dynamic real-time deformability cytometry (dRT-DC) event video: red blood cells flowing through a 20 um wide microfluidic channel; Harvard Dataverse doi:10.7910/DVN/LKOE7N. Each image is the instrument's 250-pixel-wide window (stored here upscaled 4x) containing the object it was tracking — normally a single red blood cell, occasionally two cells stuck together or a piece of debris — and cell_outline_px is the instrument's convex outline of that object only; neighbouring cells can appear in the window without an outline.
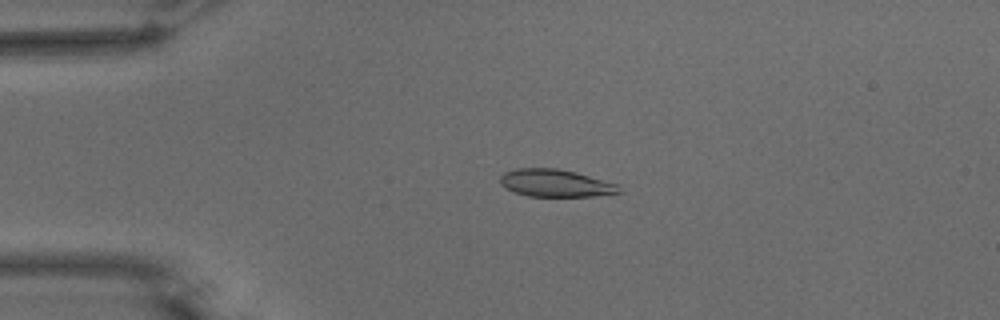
{"species": "common noctule bat (a hibernating species)", "species_latin": "Nyctalus noctula", "temperature_condition": "warm", "stored_images_in_passage": 54, "camera_frame_rate_fps": 3000, "um_per_image_px": 0.085, "animal": {"sex": "male", "body_mass_g": 15.6}, "frame": {"image": 1, "passage_image": 12, "time_ms": 3.667, "image_size_px": [1000, 320], "cell_outline_px": [[624, 192], [592, 196], [528, 196], [516, 192], [500, 184], [500, 176], [504, 172], [516, 168], [556, 168], [588, 176], [616, 184]], "centroid_in_image_um": [47.19, 15.57], "position_along_channel_um": 37.8, "area_um2": 18.67}}
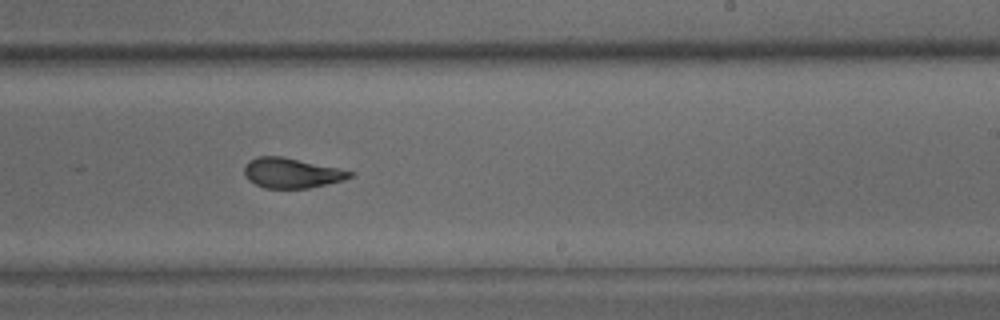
{"frame": {"image": 2, "passage_image": 33, "time_ms": 10.667, "image_size_px": [1000, 320], "cell_outline_px": [[356, 172], [352, 176], [344, 180], [328, 184], [308, 188], [264, 188], [248, 180], [244, 172], [244, 168], [248, 160], [256, 156], [280, 156], [340, 168]], "centroid_in_image_um": [24.8, 14.7], "position_along_channel_um": 264.2, "area_um2": 18.55}}
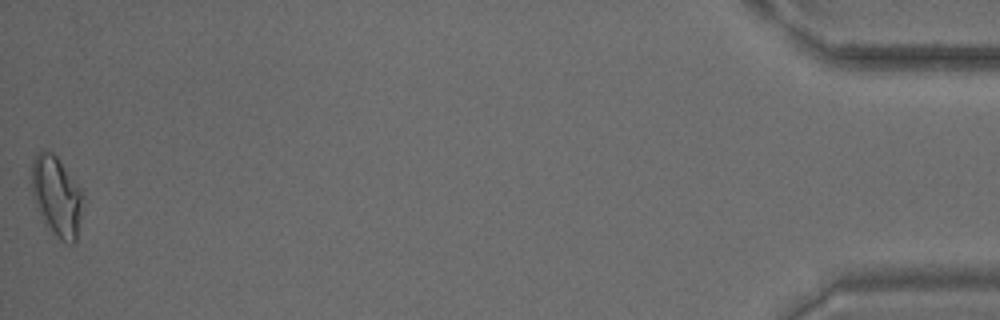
{"frame": {"image": 3, "passage_image": 54, "time_ms": 17.667, "image_size_px": [1000, 320], "cell_outline_px": [[80, 216], [76, 240], [72, 244], [68, 244], [60, 240], [56, 236], [40, 212], [32, 192], [32, 160], [36, 152], [40, 148], [44, 148], [52, 152], [56, 156], [80, 188]], "centroid_in_image_um": [4.78, 16.6], "position_along_channel_um": 430.4, "area_um2": 23.0}, "authors_computed_cell_mechanics": {"area_um2": 19.1318, "velocity_mm_per_s": 3.7163, "shape_relaxation_time_tau1_ms": 9.5713, "shape_relaxation_time_tau2_ms": 1.49, "deformation_change_tau1": 0.2535, "deformation_change_tau2": 0.0841}}